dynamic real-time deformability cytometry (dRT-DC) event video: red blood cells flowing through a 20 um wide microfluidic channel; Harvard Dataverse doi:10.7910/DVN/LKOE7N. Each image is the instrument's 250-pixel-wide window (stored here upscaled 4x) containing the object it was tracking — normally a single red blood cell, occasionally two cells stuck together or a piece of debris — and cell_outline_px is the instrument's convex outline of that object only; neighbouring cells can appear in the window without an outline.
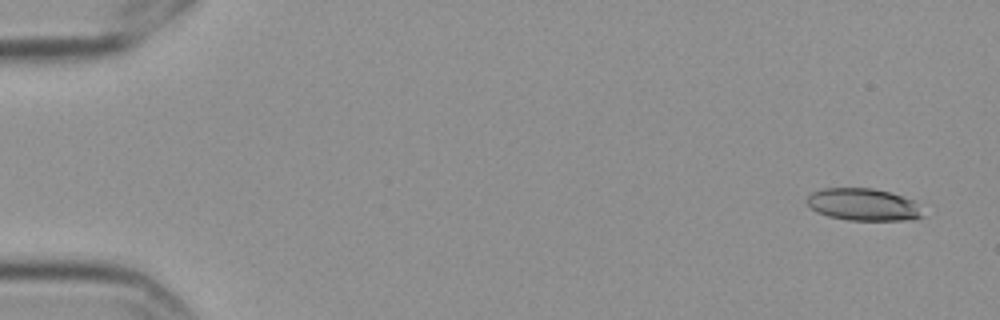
{"species": "Egyptian fruit bat (a non-hibernating species)", "species_latin": "Rousettus aegyptiacus", "temperature_condition": "cold", "stored_images_in_passage": 6, "camera_frame_rate_fps": 3000, "um_per_image_px": 0.085, "frame": {"image": 1, "passage_image": 1, "time_ms": 0.0, "image_size_px": [1000, 320], "cell_outline_px": [[924, 216], [912, 220], [848, 220], [828, 216], [816, 212], [804, 200], [812, 192], [824, 188], [872, 188], [888, 192], [912, 200]], "centroid_in_image_um": [73.32, 17.39], "position_along_channel_um": 11.7, "area_um2": 21.56}}
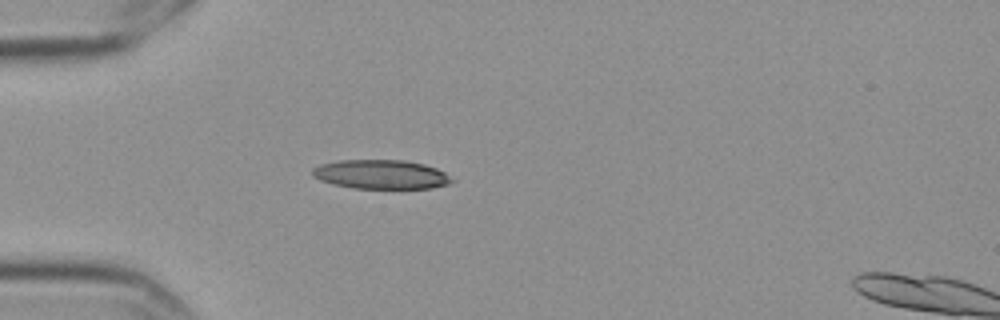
{"frame": {"image": 2, "passage_image": 5, "time_ms": 1.333, "image_size_px": [1000, 320], "cell_outline_px": [[456, 180], [448, 184], [432, 188], [352, 188], [332, 184], [320, 180], [312, 176], [312, 168], [320, 164], [340, 160], [404, 160], [424, 164], [436, 168], [444, 172]], "centroid_in_image_um": [32.38, 14.82], "position_along_channel_um": 52.6, "area_um2": 23.76}}